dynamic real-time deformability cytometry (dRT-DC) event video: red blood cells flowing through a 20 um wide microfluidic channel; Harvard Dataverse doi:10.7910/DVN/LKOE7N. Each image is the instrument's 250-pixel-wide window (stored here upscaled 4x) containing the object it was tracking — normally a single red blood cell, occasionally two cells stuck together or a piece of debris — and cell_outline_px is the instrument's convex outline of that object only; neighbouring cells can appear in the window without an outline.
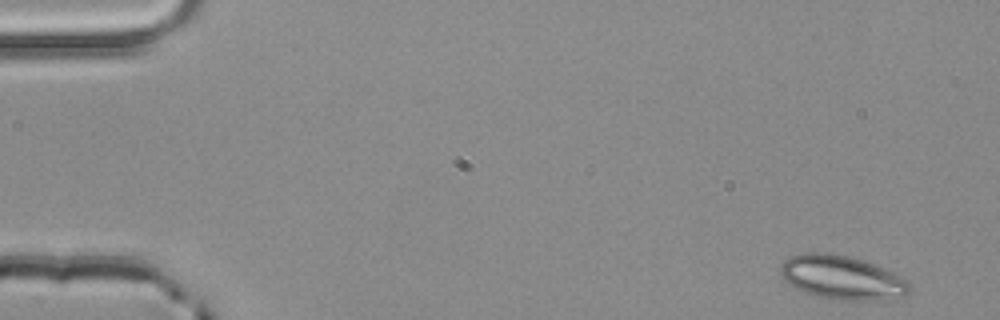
{"species": "common noctule bat (a hibernating species)", "species_latin": "Nyctalus noctula", "temperature_condition": "room temperature", "stored_images_in_passage": 4, "segment_of_instrument_passage": [2, 2], "camera_frame_rate_fps": 3000, "um_per_image_px": 0.085, "animal": {"sex": "male", "body_mass_g": 20.4}, "frame": {"image": 1, "passage_image": 4, "time_ms": 1.0, "image_size_px": [1000, 320], "cell_outline_px": [[912, 288], [904, 296], [884, 300], [840, 300], [816, 296], [804, 292], [788, 284], [780, 276], [780, 264], [784, 260], [792, 256], [804, 252], [828, 252], [848, 256], [864, 260], [904, 276], [912, 284]], "centroid_in_image_um": [71.59, 23.59], "position_along_channel_um": 13.4, "area_um2": 33.58}}